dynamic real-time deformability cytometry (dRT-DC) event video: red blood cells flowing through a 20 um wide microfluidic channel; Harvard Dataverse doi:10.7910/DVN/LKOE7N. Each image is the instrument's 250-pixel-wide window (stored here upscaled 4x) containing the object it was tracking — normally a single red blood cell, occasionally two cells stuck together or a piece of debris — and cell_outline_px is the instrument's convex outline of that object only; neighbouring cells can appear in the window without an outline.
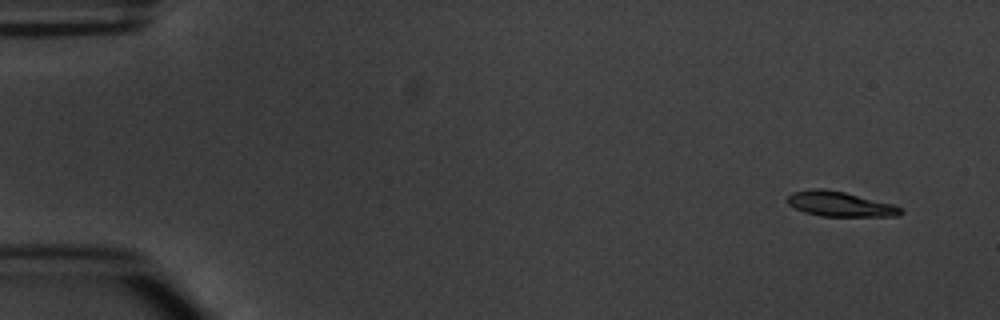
{"species": "common noctule bat (a hibernating species)", "species_latin": "Nyctalus noctula", "temperature_condition": "warm", "stored_images_in_passage": 4, "camera_frame_rate_fps": 3000, "um_per_image_px": 0.085, "animal": {"sex": "male", "body_mass_g": 20.1, "forearm_length_mm": 53.5}, "frame": {"image": 1, "passage_image": 1, "time_ms": 0.0, "image_size_px": [1000, 320], "cell_outline_px": [[904, 212], [900, 216], [820, 216], [804, 212], [788, 204], [784, 200], [792, 192], [812, 188], [824, 188], [844, 192], [892, 204], [900, 208]], "centroid_in_image_um": [71.35, 17.34], "position_along_channel_um": 13.7, "area_um2": 16.47}}